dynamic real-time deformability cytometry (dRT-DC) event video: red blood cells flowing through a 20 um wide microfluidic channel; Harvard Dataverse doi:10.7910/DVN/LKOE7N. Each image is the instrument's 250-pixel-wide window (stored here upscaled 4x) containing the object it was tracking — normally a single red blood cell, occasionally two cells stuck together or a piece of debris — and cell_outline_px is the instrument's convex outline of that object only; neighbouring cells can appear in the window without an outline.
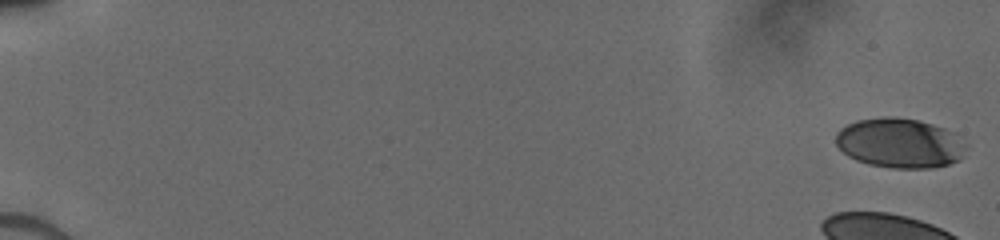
{"species": "human", "species_latin": "Homo sapiens", "temperature_condition": "cold", "stored_images_in_passage": 19, "camera_frame_rate_fps": 3000, "um_per_image_px": 0.085, "donor": {"sex": "male"}, "frame": {"image": 1, "passage_image": 1, "time_ms": 0.0, "image_size_px": [1000, 240], "cell_outline_px": [[968, 148], [960, 160], [948, 164], [932, 168], [892, 168], [868, 164], [856, 160], [848, 156], [836, 144], [836, 132], [840, 128], [856, 120], [884, 116], [892, 116], [916, 120], [932, 124], [944, 128], [968, 144]], "centroid_in_image_um": [76.48, 12.17], "position_along_channel_um": 8.5, "area_um2": 37.92}}